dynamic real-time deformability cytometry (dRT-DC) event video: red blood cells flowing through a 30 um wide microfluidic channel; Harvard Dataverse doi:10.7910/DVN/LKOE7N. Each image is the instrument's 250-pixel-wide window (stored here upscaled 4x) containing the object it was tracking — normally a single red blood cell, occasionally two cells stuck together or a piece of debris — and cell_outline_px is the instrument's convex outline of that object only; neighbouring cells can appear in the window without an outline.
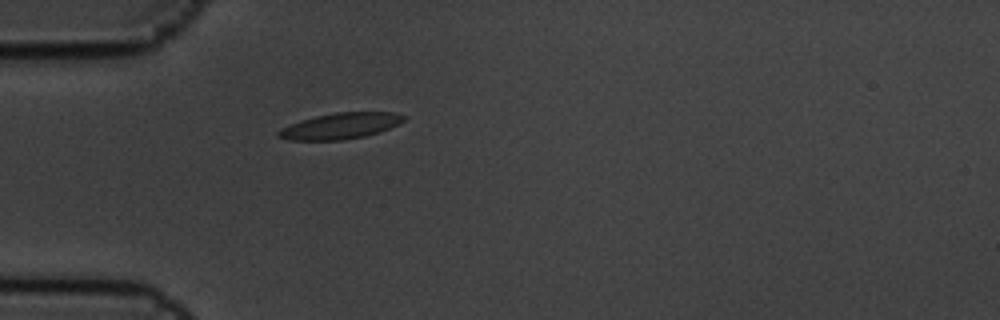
{"species": "common noctule bat (a hibernating species)", "species_latin": "Nyctalus noctula", "temperature_condition": "cold", "stored_images_in_passage": 1, "camera_frame_rate_fps": 3000, "um_per_image_px": 0.085, "animal": {"sex": "male", "body_mass_g": 19.5, "forearm_length_mm": 54.6}, "frame": {"image": 1, "passage_image": 1, "time_ms": 0.0, "image_size_px": [1000, 320], "cell_outline_px": [[408, 116], [404, 120], [380, 132], [364, 136], [344, 140], [288, 140], [276, 136], [276, 132], [280, 128], [300, 120], [316, 116], [336, 112], [392, 112]], "centroid_in_image_um": [28.89, 10.71], "position_along_channel_um": 56.1, "area_um2": 19.02}}